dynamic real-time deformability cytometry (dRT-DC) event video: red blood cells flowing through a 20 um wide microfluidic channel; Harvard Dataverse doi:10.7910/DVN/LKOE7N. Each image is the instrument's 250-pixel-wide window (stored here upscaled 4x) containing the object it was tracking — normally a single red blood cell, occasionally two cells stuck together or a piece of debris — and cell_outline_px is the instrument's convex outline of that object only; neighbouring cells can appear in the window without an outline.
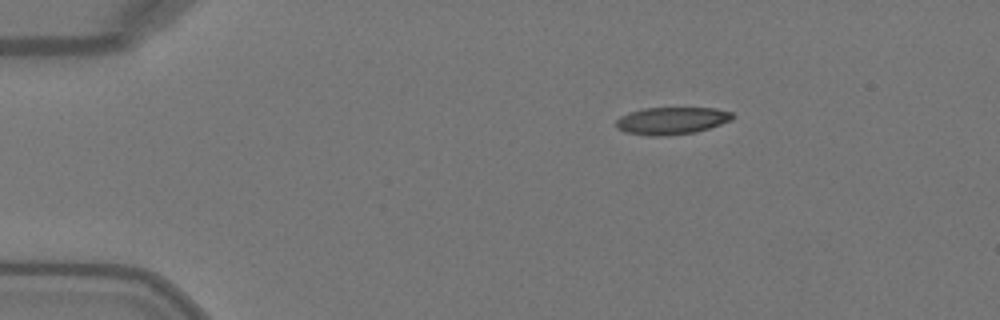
{"species": "Egyptian fruit bat (a non-hibernating species)", "species_latin": "Rousettus aegyptiacus", "temperature_condition": "warm", "stored_images_in_passage": 42, "camera_frame_rate_fps": 3000, "um_per_image_px": 0.085, "animal": {"sex": "female"}, "frame": {"image": 1, "passage_image": 1, "time_ms": 0.0, "image_size_px": [1000, 320], "cell_outline_px": [[736, 116], [732, 120], [696, 132], [660, 136], [652, 136], [624, 132], [616, 128], [616, 120], [620, 116], [628, 112], [644, 108], [716, 108], [732, 112]], "centroid_in_image_um": [57.08, 10.25], "position_along_channel_um": 27.9, "area_um2": 18.61}}
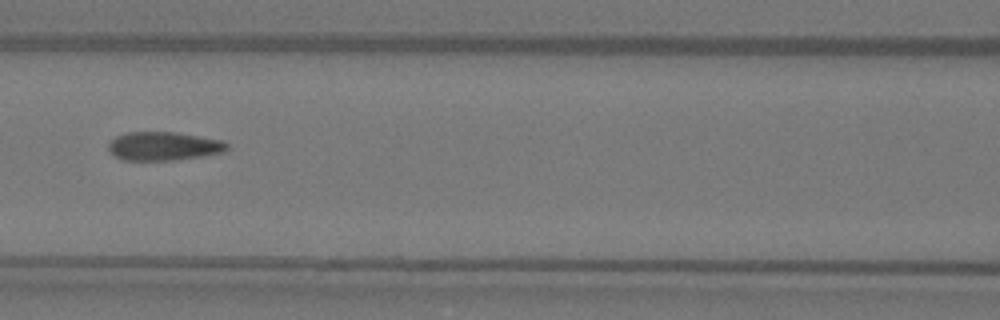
{"frame": {"image": 2, "passage_image": 15, "time_ms": 4.667, "image_size_px": [1000, 320], "cell_outline_px": [[228, 148], [224, 152], [204, 156], [172, 160], [120, 160], [108, 148], [108, 144], [116, 136], [124, 132], [176, 132], [224, 140], [228, 144]], "centroid_in_image_um": [13.94, 12.41], "position_along_channel_um": 152.7, "area_um2": 19.88}}
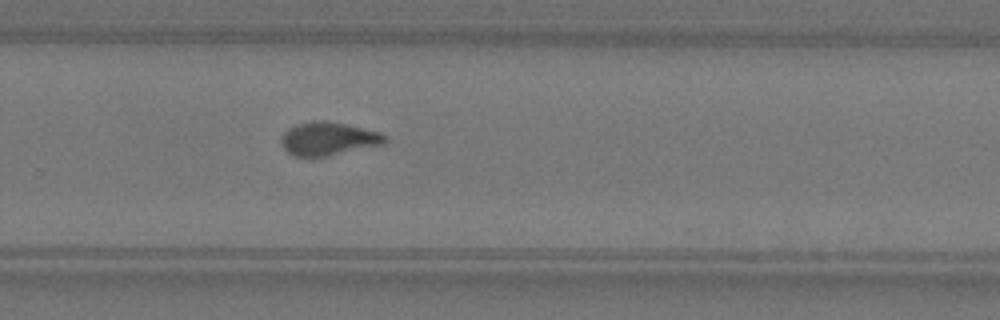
{"frame": {"image": 3, "passage_image": 26, "time_ms": 8.333, "image_size_px": [1000, 320], "cell_outline_px": [[388, 140], [384, 144], [328, 156], [292, 156], [284, 148], [280, 140], [284, 132], [288, 128], [296, 124], [312, 120], [324, 120], [344, 124], [380, 132], [388, 136]], "centroid_in_image_um": [27.91, 11.79], "position_along_channel_um": 301.9, "area_um2": 20.17}, "authors_computed_cell_mechanics": {"area_um2": 19.9699, "velocity_mm_per_s": 4.0918, "shape_relaxation_time_tau1_ms": 6.889, "shape_relaxation_time_tau2_ms": 1.0444, "deformation_change_tau1": 0.218, "deformation_change_tau2": 0.0556}}